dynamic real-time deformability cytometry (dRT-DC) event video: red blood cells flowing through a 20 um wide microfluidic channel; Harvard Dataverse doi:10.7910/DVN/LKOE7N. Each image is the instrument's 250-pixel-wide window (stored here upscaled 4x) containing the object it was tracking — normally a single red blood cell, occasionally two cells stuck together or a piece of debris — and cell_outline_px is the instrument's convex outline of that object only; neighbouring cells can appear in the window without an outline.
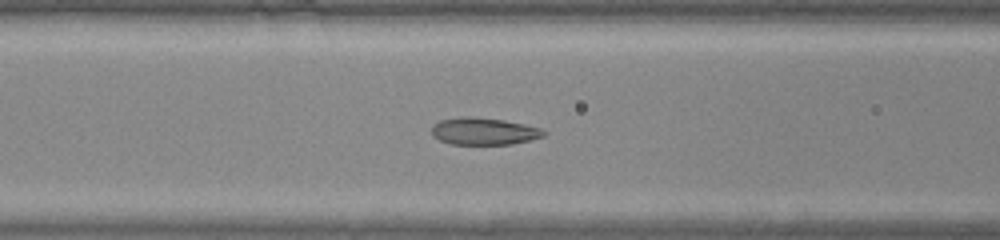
{"species": "common noctule bat (a hibernating species)", "species_latin": "Nyctalus noctula", "temperature_condition": "warm", "stored_images_in_passage": 46, "camera_frame_rate_fps": 3000, "um_per_image_px": 0.085, "animal": {"sex": "male", "body_mass_g": 20.0, "forearm_length_mm": 53.3}, "frame": {"image": 1, "passage_image": 18, "time_ms": 5.667, "image_size_px": [1000, 240], "cell_outline_px": [[548, 132], [544, 136], [512, 144], [452, 144], [440, 140], [432, 136], [432, 124], [440, 120], [464, 116], [472, 116], [504, 120], [524, 124], [540, 128]], "centroid_in_image_um": [41.11, 11.15], "position_along_channel_um": 125.5, "area_um2": 17.74}}
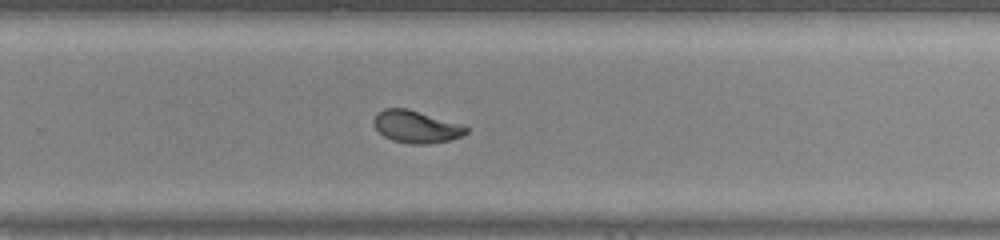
{"frame": {"image": 2, "passage_image": 30, "time_ms": 9.667, "image_size_px": [1000, 240], "cell_outline_px": [[468, 132], [460, 136], [448, 140], [428, 144], [408, 144], [392, 140], [384, 136], [376, 128], [372, 120], [376, 112], [384, 108], [408, 108], [460, 124], [468, 128]], "centroid_in_image_um": [35.32, 10.76], "position_along_channel_um": 294.5, "area_um2": 17.34}}
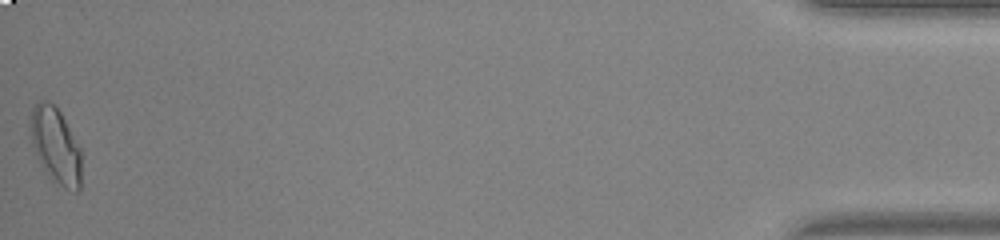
{"frame": {"image": 3, "passage_image": 46, "time_ms": 15.0, "image_size_px": [1000, 240], "cell_outline_px": [[80, 188], [76, 192], [64, 188], [52, 180], [44, 168], [32, 144], [32, 108], [40, 100], [48, 100], [60, 112], [80, 148]], "centroid_in_image_um": [4.75, 12.39], "position_along_channel_um": 430.4, "area_um2": 21.73}, "authors_computed_cell_mechanics": {"area_um2": 18.0625, "velocity_mm_per_s": 4.2381, "shape_relaxation_time_tau1_ms": 5.907, "shape_relaxation_time_tau2_ms": 0.907, "deformation_change_tau1": 0.2267, "deformation_change_tau2": 0.0512}}